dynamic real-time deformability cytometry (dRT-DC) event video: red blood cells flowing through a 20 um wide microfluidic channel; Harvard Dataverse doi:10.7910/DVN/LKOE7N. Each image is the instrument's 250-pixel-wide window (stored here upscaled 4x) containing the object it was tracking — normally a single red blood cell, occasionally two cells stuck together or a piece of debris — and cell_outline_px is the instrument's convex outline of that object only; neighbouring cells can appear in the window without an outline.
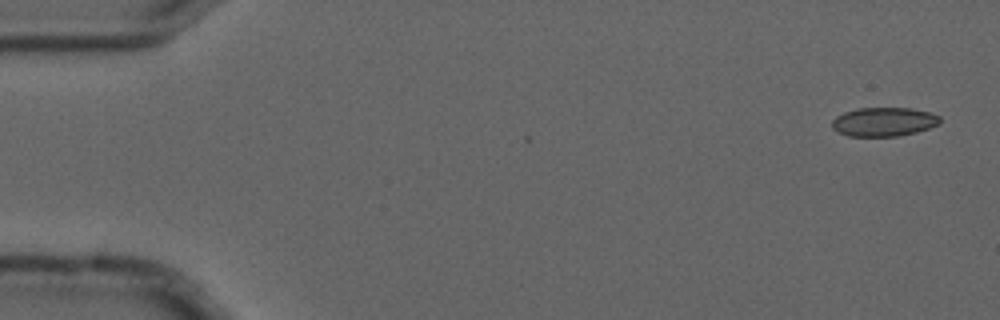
{"species": "common noctule bat (a hibernating species)", "species_latin": "Nyctalus noctula", "temperature_condition": "cold", "stored_images_in_passage": 2, "camera_frame_rate_fps": 3000, "um_per_image_px": 0.085, "animal": {"sex": "male", "forearm_length_mm": 52.5}, "frame": {"image": 1, "passage_image": 1, "time_ms": 0.0, "image_size_px": [1000, 320], "cell_outline_px": [[940, 124], [916, 132], [896, 136], [848, 136], [836, 132], [832, 128], [832, 120], [836, 116], [844, 112], [856, 108], [912, 108], [928, 112], [940, 116]], "centroid_in_image_um": [75.09, 10.35], "position_along_channel_um": 9.9, "area_um2": 18.26}}